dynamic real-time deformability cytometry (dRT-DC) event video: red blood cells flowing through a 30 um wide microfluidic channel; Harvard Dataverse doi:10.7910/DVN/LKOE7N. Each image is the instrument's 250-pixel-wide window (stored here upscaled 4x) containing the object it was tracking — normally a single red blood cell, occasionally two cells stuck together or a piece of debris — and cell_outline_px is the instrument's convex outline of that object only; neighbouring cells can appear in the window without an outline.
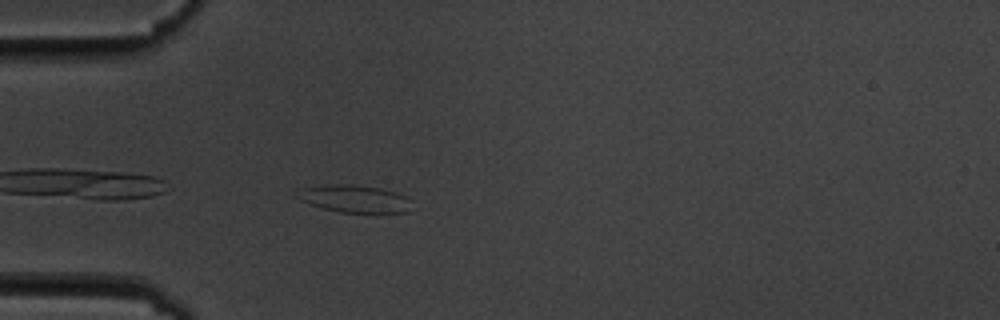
{"species": "common noctule bat (a hibernating species)", "species_latin": "Nyctalus noctula", "temperature_condition": "cold", "stored_images_in_passage": 2, "camera_frame_rate_fps": 3000, "um_per_image_px": 0.085, "animal": {"sex": "male", "body_mass_g": 19.5, "forearm_length_mm": 54.6}, "frame": {"image": 1, "passage_image": 2, "time_ms": 1.333, "image_size_px": [1000, 320], "cell_outline_px": [[412, 200], [408, 212], [340, 212], [324, 208], [300, 200], [296, 196], [296, 192], [304, 188], [332, 184], [352, 184], [380, 188], [396, 192], [408, 196]], "centroid_in_image_um": [30.18, 16.88], "position_along_channel_um": 54.8, "area_um2": 18.15}}